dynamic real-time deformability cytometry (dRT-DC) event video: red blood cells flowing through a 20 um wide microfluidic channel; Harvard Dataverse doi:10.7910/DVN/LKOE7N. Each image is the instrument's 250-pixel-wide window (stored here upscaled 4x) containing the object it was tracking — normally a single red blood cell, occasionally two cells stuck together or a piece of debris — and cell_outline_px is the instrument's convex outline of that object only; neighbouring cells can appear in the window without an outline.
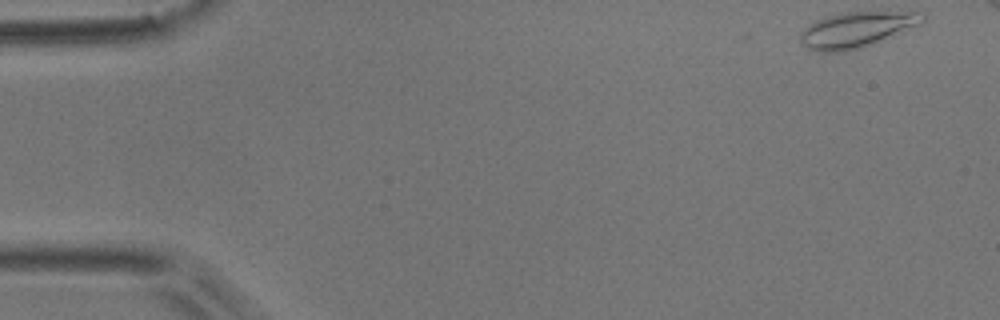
{"species": "common noctule bat (a hibernating species)", "species_latin": "Nyctalus noctula", "temperature_condition": "room temperature", "stored_images_in_passage": 9, "camera_frame_rate_fps": 3000, "um_per_image_px": 0.085, "animal": {"sex": "male", "body_mass_g": 17.9}, "frame": {"image": 1, "passage_image": 1, "time_ms": 0.0, "image_size_px": [1000, 320], "cell_outline_px": [[924, 20], [916, 24], [860, 48], [840, 52], [812, 52], [800, 44], [800, 32], [804, 28], [816, 20], [840, 12], [920, 12], [924, 16]], "centroid_in_image_um": [72.64, 2.53], "position_along_channel_um": 12.4, "area_um2": 24.68}}
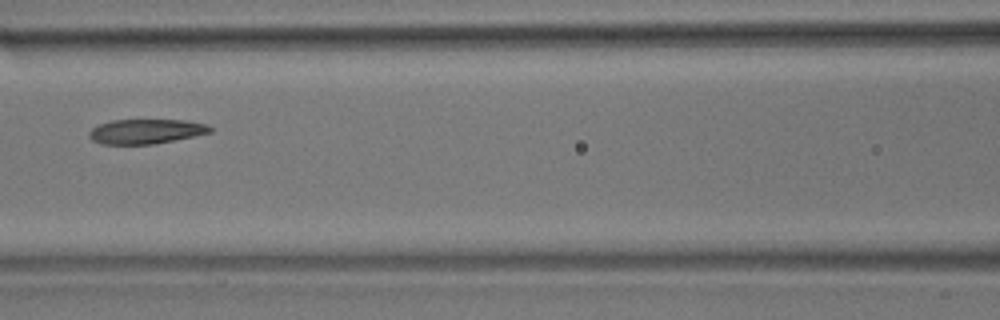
{"frame": {"image": 2, "passage_image": 7, "time_ms": 2.0, "image_size_px": [1000, 320], "cell_outline_px": [[212, 132], [152, 144], [104, 144], [92, 140], [88, 136], [88, 132], [92, 128], [100, 124], [112, 120], [184, 120], [204, 124], [212, 128]], "centroid_in_image_um": [12.36, 11.16], "position_along_channel_um": 154.2, "area_um2": 17.11}}
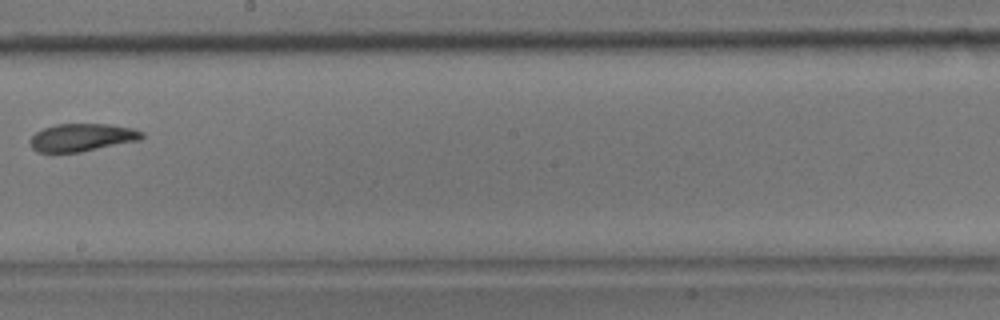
{"frame": {"image": 3, "passage_image": 9, "time_ms": 2.667, "image_size_px": [1000, 320], "cell_outline_px": [[144, 136], [140, 140], [80, 152], [36, 152], [32, 148], [28, 140], [36, 132], [44, 128], [56, 124], [108, 124], [132, 128], [144, 132]], "centroid_in_image_um": [6.96, 11.68], "position_along_channel_um": 241.2, "area_um2": 18.09}}